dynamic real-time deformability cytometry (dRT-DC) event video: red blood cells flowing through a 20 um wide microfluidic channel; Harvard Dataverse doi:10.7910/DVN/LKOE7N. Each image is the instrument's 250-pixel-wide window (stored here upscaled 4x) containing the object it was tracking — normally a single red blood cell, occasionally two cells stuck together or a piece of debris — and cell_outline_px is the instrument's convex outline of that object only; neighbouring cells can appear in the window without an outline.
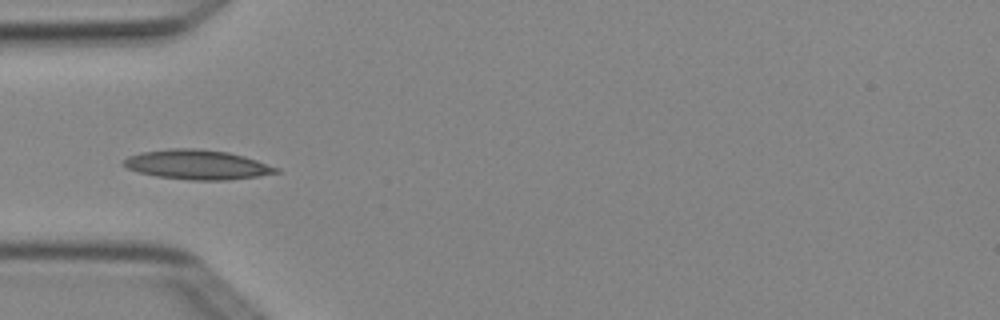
{"species": "Egyptian fruit bat (a non-hibernating species)", "species_latin": "Rousettus aegyptiacus", "temperature_condition": "cold", "stored_images_in_passage": 5, "camera_frame_rate_fps": 3000, "um_per_image_px": 0.085, "animal": {"sex": "female"}, "frame": {"image": 1, "passage_image": 5, "time_ms": 1.333, "image_size_px": [1000, 320], "cell_outline_px": [[280, 172], [256, 176], [228, 180], [188, 180], [156, 176], [140, 172], [128, 168], [120, 164], [128, 156], [140, 152], [172, 148], [192, 148], [228, 152], [244, 156], [280, 168]], "centroid_in_image_um": [16.75, 13.99], "position_along_channel_um": 68.3, "area_um2": 26.18}}